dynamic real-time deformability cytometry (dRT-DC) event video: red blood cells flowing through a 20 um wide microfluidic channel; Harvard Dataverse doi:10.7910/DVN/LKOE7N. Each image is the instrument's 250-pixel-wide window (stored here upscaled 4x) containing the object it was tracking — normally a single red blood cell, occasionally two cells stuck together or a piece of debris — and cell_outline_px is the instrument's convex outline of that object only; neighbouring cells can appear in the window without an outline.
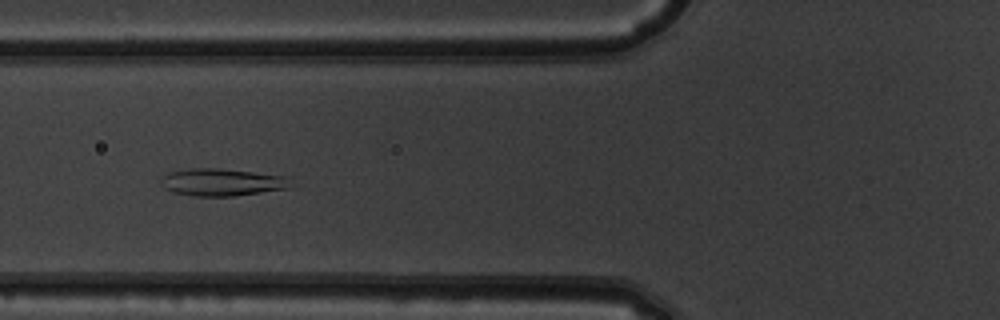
{"species": "common noctule bat (a hibernating species)", "species_latin": "Nyctalus noctula", "temperature_condition": "warm", "stored_images_in_passage": 50, "camera_frame_rate_fps": 3000, "um_per_image_px": 0.085, "animal": {"sex": "male", "body_mass_g": 19.5, "forearm_length_mm": 54.6}, "frame": {"image": 1, "passage_image": 19, "time_ms": 6.0, "image_size_px": [1000, 320], "cell_outline_px": [[292, 188], [232, 196], [196, 196], [172, 192], [164, 188], [160, 184], [160, 180], [164, 176], [172, 172], [188, 168], [216, 168], [252, 172], [284, 176]], "centroid_in_image_um": [18.82, 15.49], "position_along_channel_um": 107.0, "area_um2": 20.4}}
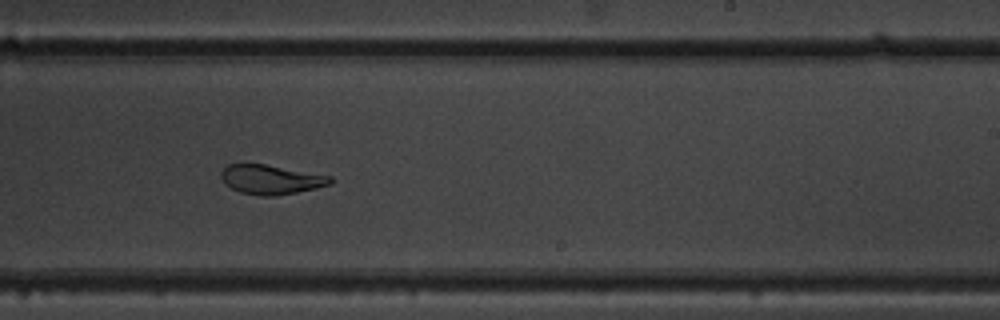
{"frame": {"image": 2, "passage_image": 31, "time_ms": 10.0, "image_size_px": [1000, 320], "cell_outline_px": [[332, 184], [316, 188], [276, 196], [260, 196], [240, 192], [224, 184], [220, 176], [220, 172], [228, 164], [264, 164], [332, 176]], "centroid_in_image_um": [23.02, 15.26], "position_along_channel_um": 266.0, "area_um2": 18.73}}
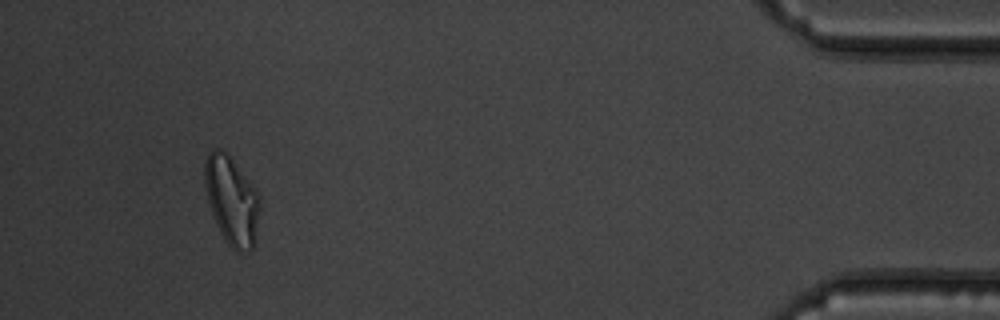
{"frame": {"image": 3, "passage_image": 47, "time_ms": 15.333, "image_size_px": [1000, 320], "cell_outline_px": [[260, 208], [256, 240], [252, 248], [248, 252], [240, 252], [232, 248], [228, 244], [220, 232], [216, 224], [208, 204], [204, 184], [204, 164], [208, 152], [212, 148], [220, 148], [228, 152], [256, 192], [260, 200]], "centroid_in_image_um": [19.67, 17.03], "position_along_channel_um": 415.5, "area_um2": 28.61}, "authors_computed_cell_mechanics": {"area_um2": 23.2934, "velocity_mm_per_s": 3.9781, "shape_relaxation_time_tau1_ms": null, "shape_relaxation_time_tau2_ms": 2.0082, "deformation_change_tau1": null, "deformation_change_tau2": 0.0593}}